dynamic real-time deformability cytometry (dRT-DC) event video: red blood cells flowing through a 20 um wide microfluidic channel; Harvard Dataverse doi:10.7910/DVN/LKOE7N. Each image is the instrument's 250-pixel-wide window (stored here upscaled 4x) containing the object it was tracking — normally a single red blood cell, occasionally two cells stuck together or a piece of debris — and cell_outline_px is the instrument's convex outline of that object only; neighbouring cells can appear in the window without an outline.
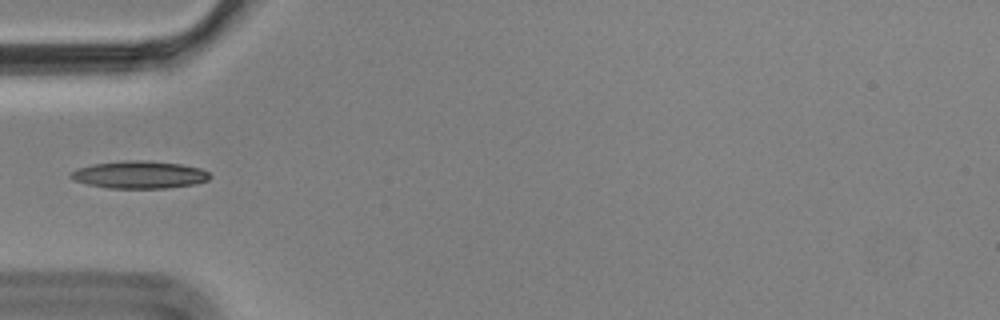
{"species": "Egyptian fruit bat (a non-hibernating species)", "species_latin": "Rousettus aegyptiacus", "temperature_condition": "cold", "stored_images_in_passage": 5, "camera_frame_rate_fps": 3000, "um_per_image_px": 0.085, "animal": {"sex": "male"}, "frame": {"image": 1, "passage_image": 5, "time_ms": 1.333, "image_size_px": [1000, 320], "cell_outline_px": [[212, 176], [208, 180], [196, 184], [168, 188], [108, 188], [88, 184], [72, 180], [68, 176], [76, 168], [92, 164], [124, 160], [148, 160], [180, 164], [200, 168], [208, 172]], "centroid_in_image_um": [11.84, 14.85], "position_along_channel_um": 73.2, "area_um2": 22.48}}